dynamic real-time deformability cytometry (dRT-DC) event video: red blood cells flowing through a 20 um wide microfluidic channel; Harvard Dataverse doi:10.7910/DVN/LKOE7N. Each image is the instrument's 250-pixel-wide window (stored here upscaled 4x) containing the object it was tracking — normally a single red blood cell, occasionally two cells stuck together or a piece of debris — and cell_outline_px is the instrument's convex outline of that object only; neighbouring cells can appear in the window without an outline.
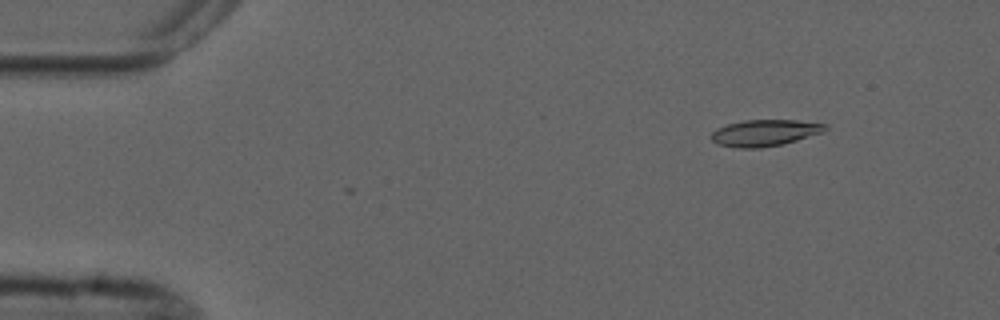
{"species": "common noctule bat (a hibernating species)", "species_latin": "Nyctalus noctula", "temperature_condition": "cold", "stored_images_in_passage": 3, "camera_frame_rate_fps": 3000, "um_per_image_px": 0.085, "animal": {"sex": "male", "forearm_length_mm": 52.5}, "frame": {"image": 1, "passage_image": 1, "time_ms": 0.0, "image_size_px": [1000, 320], "cell_outline_px": [[828, 128], [824, 132], [796, 140], [780, 144], [760, 148], [740, 148], [716, 144], [712, 140], [712, 132], [716, 128], [728, 124], [744, 120], [796, 120], [828, 124]], "centroid_in_image_um": [65.01, 11.28], "position_along_channel_um": 20.0, "area_um2": 17.51}}